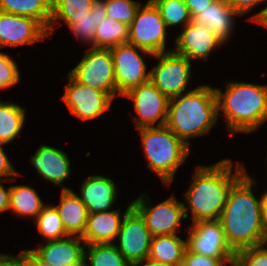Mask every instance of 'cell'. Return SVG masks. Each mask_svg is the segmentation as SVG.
I'll return each instance as SVG.
<instances>
[{
	"mask_svg": "<svg viewBox=\"0 0 267 266\" xmlns=\"http://www.w3.org/2000/svg\"><path fill=\"white\" fill-rule=\"evenodd\" d=\"M248 173H244L230 188L226 204L220 214L227 243L239 250L267 244V233L262 221L264 193L257 199L252 192L256 185Z\"/></svg>",
	"mask_w": 267,
	"mask_h": 266,
	"instance_id": "obj_1",
	"label": "cell"
},
{
	"mask_svg": "<svg viewBox=\"0 0 267 266\" xmlns=\"http://www.w3.org/2000/svg\"><path fill=\"white\" fill-rule=\"evenodd\" d=\"M243 165L235 167L232 173V162L223 159L211 166H198L192 184L185 193L189 206L184 203L186 219L191 209L192 224L198 221L219 220L226 204L232 185L246 172Z\"/></svg>",
	"mask_w": 267,
	"mask_h": 266,
	"instance_id": "obj_2",
	"label": "cell"
},
{
	"mask_svg": "<svg viewBox=\"0 0 267 266\" xmlns=\"http://www.w3.org/2000/svg\"><path fill=\"white\" fill-rule=\"evenodd\" d=\"M218 118L214 87L200 85L184 95L169 99L165 125L190 146L188 140L209 133Z\"/></svg>",
	"mask_w": 267,
	"mask_h": 266,
	"instance_id": "obj_3",
	"label": "cell"
},
{
	"mask_svg": "<svg viewBox=\"0 0 267 266\" xmlns=\"http://www.w3.org/2000/svg\"><path fill=\"white\" fill-rule=\"evenodd\" d=\"M218 116L223 111L230 133H252L267 121V85L228 82L223 94L214 88Z\"/></svg>",
	"mask_w": 267,
	"mask_h": 266,
	"instance_id": "obj_4",
	"label": "cell"
},
{
	"mask_svg": "<svg viewBox=\"0 0 267 266\" xmlns=\"http://www.w3.org/2000/svg\"><path fill=\"white\" fill-rule=\"evenodd\" d=\"M138 130L148 159L147 168H151L166 186L170 185L178 167L189 155L190 147L166 125Z\"/></svg>",
	"mask_w": 267,
	"mask_h": 266,
	"instance_id": "obj_5",
	"label": "cell"
},
{
	"mask_svg": "<svg viewBox=\"0 0 267 266\" xmlns=\"http://www.w3.org/2000/svg\"><path fill=\"white\" fill-rule=\"evenodd\" d=\"M69 75L78 83L116 96L113 58L109 48L89 47Z\"/></svg>",
	"mask_w": 267,
	"mask_h": 266,
	"instance_id": "obj_6",
	"label": "cell"
},
{
	"mask_svg": "<svg viewBox=\"0 0 267 266\" xmlns=\"http://www.w3.org/2000/svg\"><path fill=\"white\" fill-rule=\"evenodd\" d=\"M167 27L155 4L148 0L138 7L134 20L129 26L128 43L154 54L167 52Z\"/></svg>",
	"mask_w": 267,
	"mask_h": 266,
	"instance_id": "obj_7",
	"label": "cell"
},
{
	"mask_svg": "<svg viewBox=\"0 0 267 266\" xmlns=\"http://www.w3.org/2000/svg\"><path fill=\"white\" fill-rule=\"evenodd\" d=\"M153 56L159 61L149 71V81L168 99L184 94L192 75V62L173 50Z\"/></svg>",
	"mask_w": 267,
	"mask_h": 266,
	"instance_id": "obj_8",
	"label": "cell"
},
{
	"mask_svg": "<svg viewBox=\"0 0 267 266\" xmlns=\"http://www.w3.org/2000/svg\"><path fill=\"white\" fill-rule=\"evenodd\" d=\"M139 51L153 56L151 52L128 42L110 48L114 65L116 95L123 96L130 89L149 81L150 72L146 71V63Z\"/></svg>",
	"mask_w": 267,
	"mask_h": 266,
	"instance_id": "obj_9",
	"label": "cell"
},
{
	"mask_svg": "<svg viewBox=\"0 0 267 266\" xmlns=\"http://www.w3.org/2000/svg\"><path fill=\"white\" fill-rule=\"evenodd\" d=\"M117 238V249L132 266L148 258L153 236L132 201L123 214Z\"/></svg>",
	"mask_w": 267,
	"mask_h": 266,
	"instance_id": "obj_10",
	"label": "cell"
},
{
	"mask_svg": "<svg viewBox=\"0 0 267 266\" xmlns=\"http://www.w3.org/2000/svg\"><path fill=\"white\" fill-rule=\"evenodd\" d=\"M142 196L133 200L132 203L144 218L151 235L154 237L177 234L180 221L186 219L184 203L172 195L169 199L153 206L146 194L143 193Z\"/></svg>",
	"mask_w": 267,
	"mask_h": 266,
	"instance_id": "obj_11",
	"label": "cell"
},
{
	"mask_svg": "<svg viewBox=\"0 0 267 266\" xmlns=\"http://www.w3.org/2000/svg\"><path fill=\"white\" fill-rule=\"evenodd\" d=\"M123 97L133 100L134 110L140 116L134 117V123L139 128L157 127L166 124L169 99L150 81L130 89Z\"/></svg>",
	"mask_w": 267,
	"mask_h": 266,
	"instance_id": "obj_12",
	"label": "cell"
},
{
	"mask_svg": "<svg viewBox=\"0 0 267 266\" xmlns=\"http://www.w3.org/2000/svg\"><path fill=\"white\" fill-rule=\"evenodd\" d=\"M67 80L62 100L70 113L85 121L95 119L110 109L114 99L109 94L80 84L69 74Z\"/></svg>",
	"mask_w": 267,
	"mask_h": 266,
	"instance_id": "obj_13",
	"label": "cell"
},
{
	"mask_svg": "<svg viewBox=\"0 0 267 266\" xmlns=\"http://www.w3.org/2000/svg\"><path fill=\"white\" fill-rule=\"evenodd\" d=\"M187 248L217 259H234L235 252L227 243L219 220L198 221L189 227Z\"/></svg>",
	"mask_w": 267,
	"mask_h": 266,
	"instance_id": "obj_14",
	"label": "cell"
},
{
	"mask_svg": "<svg viewBox=\"0 0 267 266\" xmlns=\"http://www.w3.org/2000/svg\"><path fill=\"white\" fill-rule=\"evenodd\" d=\"M48 36L35 19L0 11V48L34 44Z\"/></svg>",
	"mask_w": 267,
	"mask_h": 266,
	"instance_id": "obj_15",
	"label": "cell"
},
{
	"mask_svg": "<svg viewBox=\"0 0 267 266\" xmlns=\"http://www.w3.org/2000/svg\"><path fill=\"white\" fill-rule=\"evenodd\" d=\"M175 53L190 61L207 60L211 51L224 44L208 27L191 21L175 39Z\"/></svg>",
	"mask_w": 267,
	"mask_h": 266,
	"instance_id": "obj_16",
	"label": "cell"
},
{
	"mask_svg": "<svg viewBox=\"0 0 267 266\" xmlns=\"http://www.w3.org/2000/svg\"><path fill=\"white\" fill-rule=\"evenodd\" d=\"M44 242L32 250L52 266H76L84 261L85 242L79 236Z\"/></svg>",
	"mask_w": 267,
	"mask_h": 266,
	"instance_id": "obj_17",
	"label": "cell"
},
{
	"mask_svg": "<svg viewBox=\"0 0 267 266\" xmlns=\"http://www.w3.org/2000/svg\"><path fill=\"white\" fill-rule=\"evenodd\" d=\"M117 191L111 178L92 175L83 182L79 198L85 205L88 214L105 212L115 204Z\"/></svg>",
	"mask_w": 267,
	"mask_h": 266,
	"instance_id": "obj_18",
	"label": "cell"
},
{
	"mask_svg": "<svg viewBox=\"0 0 267 266\" xmlns=\"http://www.w3.org/2000/svg\"><path fill=\"white\" fill-rule=\"evenodd\" d=\"M33 165L42 177L55 185L62 183L70 177V160L62 150L43 145L31 156Z\"/></svg>",
	"mask_w": 267,
	"mask_h": 266,
	"instance_id": "obj_19",
	"label": "cell"
},
{
	"mask_svg": "<svg viewBox=\"0 0 267 266\" xmlns=\"http://www.w3.org/2000/svg\"><path fill=\"white\" fill-rule=\"evenodd\" d=\"M239 15L226 1L214 0L200 10L192 21L208 27L223 43L231 36L235 16Z\"/></svg>",
	"mask_w": 267,
	"mask_h": 266,
	"instance_id": "obj_20",
	"label": "cell"
},
{
	"mask_svg": "<svg viewBox=\"0 0 267 266\" xmlns=\"http://www.w3.org/2000/svg\"><path fill=\"white\" fill-rule=\"evenodd\" d=\"M122 220L120 209L88 214L86 228L81 238L85 244L113 243L120 231Z\"/></svg>",
	"mask_w": 267,
	"mask_h": 266,
	"instance_id": "obj_21",
	"label": "cell"
},
{
	"mask_svg": "<svg viewBox=\"0 0 267 266\" xmlns=\"http://www.w3.org/2000/svg\"><path fill=\"white\" fill-rule=\"evenodd\" d=\"M60 204L56 209L61 217L64 229L69 236L81 237L85 231L88 212L78 195L70 188L63 187Z\"/></svg>",
	"mask_w": 267,
	"mask_h": 266,
	"instance_id": "obj_22",
	"label": "cell"
},
{
	"mask_svg": "<svg viewBox=\"0 0 267 266\" xmlns=\"http://www.w3.org/2000/svg\"><path fill=\"white\" fill-rule=\"evenodd\" d=\"M0 11L37 20L47 31L52 18L51 0H0Z\"/></svg>",
	"mask_w": 267,
	"mask_h": 266,
	"instance_id": "obj_23",
	"label": "cell"
},
{
	"mask_svg": "<svg viewBox=\"0 0 267 266\" xmlns=\"http://www.w3.org/2000/svg\"><path fill=\"white\" fill-rule=\"evenodd\" d=\"M187 249V240L177 234L154 236L148 258L170 265L180 266Z\"/></svg>",
	"mask_w": 267,
	"mask_h": 266,
	"instance_id": "obj_24",
	"label": "cell"
},
{
	"mask_svg": "<svg viewBox=\"0 0 267 266\" xmlns=\"http://www.w3.org/2000/svg\"><path fill=\"white\" fill-rule=\"evenodd\" d=\"M45 206L37 191L27 185L10 186L9 210L12 213L35 219Z\"/></svg>",
	"mask_w": 267,
	"mask_h": 266,
	"instance_id": "obj_25",
	"label": "cell"
},
{
	"mask_svg": "<svg viewBox=\"0 0 267 266\" xmlns=\"http://www.w3.org/2000/svg\"><path fill=\"white\" fill-rule=\"evenodd\" d=\"M25 109L11 102H0V143L14 141L22 131Z\"/></svg>",
	"mask_w": 267,
	"mask_h": 266,
	"instance_id": "obj_26",
	"label": "cell"
},
{
	"mask_svg": "<svg viewBox=\"0 0 267 266\" xmlns=\"http://www.w3.org/2000/svg\"><path fill=\"white\" fill-rule=\"evenodd\" d=\"M104 0H95L90 12L69 25L70 31L78 40L90 43L94 47L95 30L103 18H106Z\"/></svg>",
	"mask_w": 267,
	"mask_h": 266,
	"instance_id": "obj_27",
	"label": "cell"
},
{
	"mask_svg": "<svg viewBox=\"0 0 267 266\" xmlns=\"http://www.w3.org/2000/svg\"><path fill=\"white\" fill-rule=\"evenodd\" d=\"M129 26L107 16L103 18L95 30L94 48H111L127 43Z\"/></svg>",
	"mask_w": 267,
	"mask_h": 266,
	"instance_id": "obj_28",
	"label": "cell"
},
{
	"mask_svg": "<svg viewBox=\"0 0 267 266\" xmlns=\"http://www.w3.org/2000/svg\"><path fill=\"white\" fill-rule=\"evenodd\" d=\"M95 0H51L52 18L48 28V36L53 32L52 23H59L61 20L69 26L76 19L85 16L90 12Z\"/></svg>",
	"mask_w": 267,
	"mask_h": 266,
	"instance_id": "obj_29",
	"label": "cell"
},
{
	"mask_svg": "<svg viewBox=\"0 0 267 266\" xmlns=\"http://www.w3.org/2000/svg\"><path fill=\"white\" fill-rule=\"evenodd\" d=\"M86 247L88 251H84V261L87 266H132L114 243L85 244Z\"/></svg>",
	"mask_w": 267,
	"mask_h": 266,
	"instance_id": "obj_30",
	"label": "cell"
},
{
	"mask_svg": "<svg viewBox=\"0 0 267 266\" xmlns=\"http://www.w3.org/2000/svg\"><path fill=\"white\" fill-rule=\"evenodd\" d=\"M34 220L38 232L46 241L59 240L69 236L55 205L46 204Z\"/></svg>",
	"mask_w": 267,
	"mask_h": 266,
	"instance_id": "obj_31",
	"label": "cell"
},
{
	"mask_svg": "<svg viewBox=\"0 0 267 266\" xmlns=\"http://www.w3.org/2000/svg\"><path fill=\"white\" fill-rule=\"evenodd\" d=\"M160 11L166 27L182 24L184 28L192 21L185 0H151Z\"/></svg>",
	"mask_w": 267,
	"mask_h": 266,
	"instance_id": "obj_32",
	"label": "cell"
},
{
	"mask_svg": "<svg viewBox=\"0 0 267 266\" xmlns=\"http://www.w3.org/2000/svg\"><path fill=\"white\" fill-rule=\"evenodd\" d=\"M104 5L107 16L130 26L141 2L134 0H104Z\"/></svg>",
	"mask_w": 267,
	"mask_h": 266,
	"instance_id": "obj_33",
	"label": "cell"
},
{
	"mask_svg": "<svg viewBox=\"0 0 267 266\" xmlns=\"http://www.w3.org/2000/svg\"><path fill=\"white\" fill-rule=\"evenodd\" d=\"M265 245L262 244L235 252L233 262L237 266H267V247Z\"/></svg>",
	"mask_w": 267,
	"mask_h": 266,
	"instance_id": "obj_34",
	"label": "cell"
},
{
	"mask_svg": "<svg viewBox=\"0 0 267 266\" xmlns=\"http://www.w3.org/2000/svg\"><path fill=\"white\" fill-rule=\"evenodd\" d=\"M17 66L9 55L0 52V90L10 88L20 81Z\"/></svg>",
	"mask_w": 267,
	"mask_h": 266,
	"instance_id": "obj_35",
	"label": "cell"
},
{
	"mask_svg": "<svg viewBox=\"0 0 267 266\" xmlns=\"http://www.w3.org/2000/svg\"><path fill=\"white\" fill-rule=\"evenodd\" d=\"M234 259H217L185 250L180 266H228ZM228 263V264H227Z\"/></svg>",
	"mask_w": 267,
	"mask_h": 266,
	"instance_id": "obj_36",
	"label": "cell"
},
{
	"mask_svg": "<svg viewBox=\"0 0 267 266\" xmlns=\"http://www.w3.org/2000/svg\"><path fill=\"white\" fill-rule=\"evenodd\" d=\"M226 1L240 16L249 13L251 9L267 0H224Z\"/></svg>",
	"mask_w": 267,
	"mask_h": 266,
	"instance_id": "obj_37",
	"label": "cell"
},
{
	"mask_svg": "<svg viewBox=\"0 0 267 266\" xmlns=\"http://www.w3.org/2000/svg\"><path fill=\"white\" fill-rule=\"evenodd\" d=\"M19 257L23 266H52L43 261L32 249L20 251Z\"/></svg>",
	"mask_w": 267,
	"mask_h": 266,
	"instance_id": "obj_38",
	"label": "cell"
},
{
	"mask_svg": "<svg viewBox=\"0 0 267 266\" xmlns=\"http://www.w3.org/2000/svg\"><path fill=\"white\" fill-rule=\"evenodd\" d=\"M3 145L5 144L0 143V180H2L4 176L10 175L14 177L15 175L19 174V172L14 169V166H12L8 160V157L2 148Z\"/></svg>",
	"mask_w": 267,
	"mask_h": 266,
	"instance_id": "obj_39",
	"label": "cell"
},
{
	"mask_svg": "<svg viewBox=\"0 0 267 266\" xmlns=\"http://www.w3.org/2000/svg\"><path fill=\"white\" fill-rule=\"evenodd\" d=\"M214 0H185L191 18H193L200 10L205 9Z\"/></svg>",
	"mask_w": 267,
	"mask_h": 266,
	"instance_id": "obj_40",
	"label": "cell"
},
{
	"mask_svg": "<svg viewBox=\"0 0 267 266\" xmlns=\"http://www.w3.org/2000/svg\"><path fill=\"white\" fill-rule=\"evenodd\" d=\"M13 180L14 179H12L11 177L3 178L2 180H0V183ZM9 197H10V187H8V189H5V187L2 184H0V213L9 210Z\"/></svg>",
	"mask_w": 267,
	"mask_h": 266,
	"instance_id": "obj_41",
	"label": "cell"
},
{
	"mask_svg": "<svg viewBox=\"0 0 267 266\" xmlns=\"http://www.w3.org/2000/svg\"><path fill=\"white\" fill-rule=\"evenodd\" d=\"M0 266H23L20 260L19 254L17 256H11L6 254H0Z\"/></svg>",
	"mask_w": 267,
	"mask_h": 266,
	"instance_id": "obj_42",
	"label": "cell"
},
{
	"mask_svg": "<svg viewBox=\"0 0 267 266\" xmlns=\"http://www.w3.org/2000/svg\"><path fill=\"white\" fill-rule=\"evenodd\" d=\"M253 20L267 29V6L260 10L257 14L251 16L250 21Z\"/></svg>",
	"mask_w": 267,
	"mask_h": 266,
	"instance_id": "obj_43",
	"label": "cell"
},
{
	"mask_svg": "<svg viewBox=\"0 0 267 266\" xmlns=\"http://www.w3.org/2000/svg\"><path fill=\"white\" fill-rule=\"evenodd\" d=\"M141 264H143V266H175V265H170V264H167L164 262L152 260L150 258H147V259L135 264L134 266H139V265L141 266Z\"/></svg>",
	"mask_w": 267,
	"mask_h": 266,
	"instance_id": "obj_44",
	"label": "cell"
},
{
	"mask_svg": "<svg viewBox=\"0 0 267 266\" xmlns=\"http://www.w3.org/2000/svg\"><path fill=\"white\" fill-rule=\"evenodd\" d=\"M262 221H263L264 229L267 233V191L264 192V201L262 204Z\"/></svg>",
	"mask_w": 267,
	"mask_h": 266,
	"instance_id": "obj_45",
	"label": "cell"
},
{
	"mask_svg": "<svg viewBox=\"0 0 267 266\" xmlns=\"http://www.w3.org/2000/svg\"><path fill=\"white\" fill-rule=\"evenodd\" d=\"M76 266H87V264L85 261H83L82 263H80L79 265H76Z\"/></svg>",
	"mask_w": 267,
	"mask_h": 266,
	"instance_id": "obj_46",
	"label": "cell"
},
{
	"mask_svg": "<svg viewBox=\"0 0 267 266\" xmlns=\"http://www.w3.org/2000/svg\"><path fill=\"white\" fill-rule=\"evenodd\" d=\"M229 266H237L234 262L232 264H230Z\"/></svg>",
	"mask_w": 267,
	"mask_h": 266,
	"instance_id": "obj_47",
	"label": "cell"
}]
</instances>
